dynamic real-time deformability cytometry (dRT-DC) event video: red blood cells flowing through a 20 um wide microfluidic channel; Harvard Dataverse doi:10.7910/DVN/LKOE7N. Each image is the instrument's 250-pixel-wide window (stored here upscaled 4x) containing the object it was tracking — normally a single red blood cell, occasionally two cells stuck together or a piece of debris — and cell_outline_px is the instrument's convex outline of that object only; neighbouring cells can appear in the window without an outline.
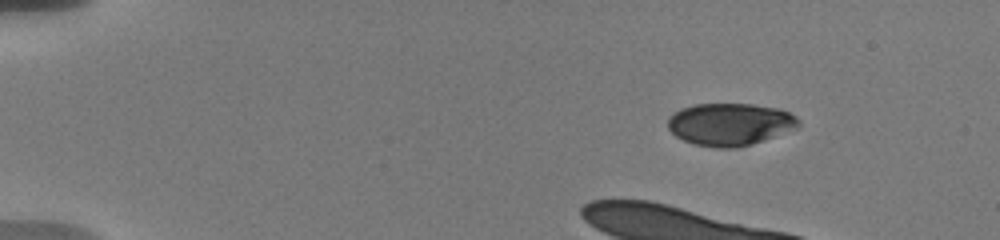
{"species": "human", "species_latin": "Homo sapiens", "temperature_condition": "warm", "stored_images_in_passage": 11, "camera_frame_rate_fps": 3000, "um_per_image_px": 0.085, "donor": {"sex": "male"}, "frame": {"image": 1, "passage_image": 1, "time_ms": 0.0, "image_size_px": [1000, 240], "cell_outline_px": [[800, 128], [752, 144], [736, 148], [716, 148], [692, 144], [676, 136], [668, 128], [668, 120], [680, 108], [696, 104], [752, 104], [780, 108], [796, 116], [800, 120]], "centroid_in_image_um": [62.1, 10.57], "position_along_channel_um": 22.9, "area_um2": 32.54}}